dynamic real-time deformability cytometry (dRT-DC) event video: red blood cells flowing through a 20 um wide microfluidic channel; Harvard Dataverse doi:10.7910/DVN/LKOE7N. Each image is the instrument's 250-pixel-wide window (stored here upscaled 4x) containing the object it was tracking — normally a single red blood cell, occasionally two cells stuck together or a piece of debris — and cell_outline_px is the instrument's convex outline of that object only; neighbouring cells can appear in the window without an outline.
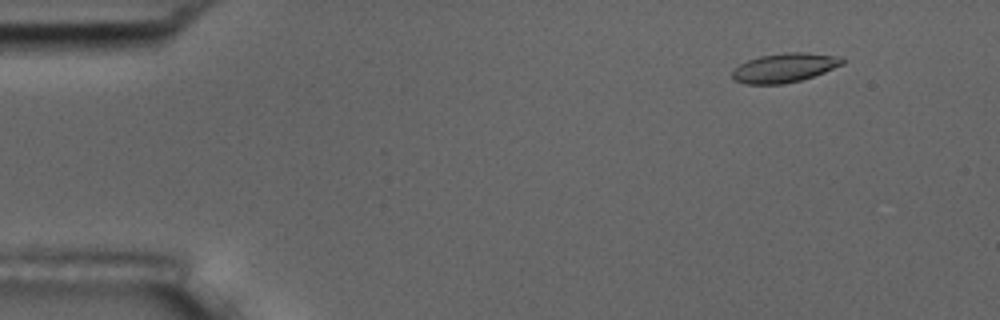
{"species": "common noctule bat (a hibernating species)", "species_latin": "Nyctalus noctula", "temperature_condition": "room temperature", "stored_images_in_passage": 4, "camera_frame_rate_fps": 3000, "um_per_image_px": 0.085, "animal": {"sex": "male", "body_mass_g": 17.5, "forearm_length_mm": 52.3}, "frame": {"image": 1, "passage_image": 2, "time_ms": 1.0, "image_size_px": [1000, 320], "cell_outline_px": [[844, 64], [824, 72], [800, 80], [784, 84], [744, 84], [732, 80], [732, 72], [740, 64], [748, 60], [760, 56], [784, 52], [800, 52], [840, 56], [844, 60]], "centroid_in_image_um": [66.66, 5.76], "position_along_channel_um": 18.3, "area_um2": 18.67}}